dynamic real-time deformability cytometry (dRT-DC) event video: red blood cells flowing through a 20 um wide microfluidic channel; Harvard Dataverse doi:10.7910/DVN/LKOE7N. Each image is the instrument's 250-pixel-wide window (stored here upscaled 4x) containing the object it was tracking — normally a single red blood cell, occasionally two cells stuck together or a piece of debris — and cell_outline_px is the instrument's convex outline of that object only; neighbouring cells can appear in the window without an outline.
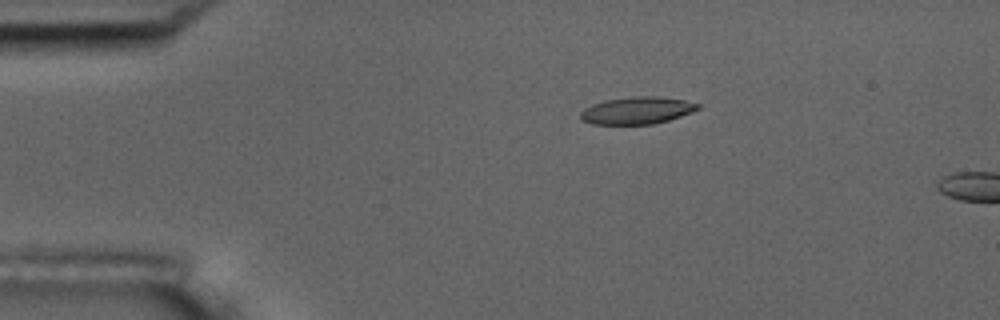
{"species": "common noctule bat (a hibernating species)", "species_latin": "Nyctalus noctula", "temperature_condition": "room temperature", "stored_images_in_passage": 4, "camera_frame_rate_fps": 3000, "um_per_image_px": 0.085, "animal": {"sex": "male", "body_mass_g": 17.5, "forearm_length_mm": 52.3}, "frame": {"image": 1, "passage_image": 3, "time_ms": 3.0, "image_size_px": [1000, 320], "cell_outline_px": [[700, 108], [692, 112], [668, 120], [652, 124], [592, 124], [580, 120], [580, 112], [584, 108], [592, 104], [604, 100], [636, 96], [656, 96], [684, 100], [700, 104]], "centroid_in_image_um": [54.12, 9.39], "position_along_channel_um": 30.9, "area_um2": 18.61}}